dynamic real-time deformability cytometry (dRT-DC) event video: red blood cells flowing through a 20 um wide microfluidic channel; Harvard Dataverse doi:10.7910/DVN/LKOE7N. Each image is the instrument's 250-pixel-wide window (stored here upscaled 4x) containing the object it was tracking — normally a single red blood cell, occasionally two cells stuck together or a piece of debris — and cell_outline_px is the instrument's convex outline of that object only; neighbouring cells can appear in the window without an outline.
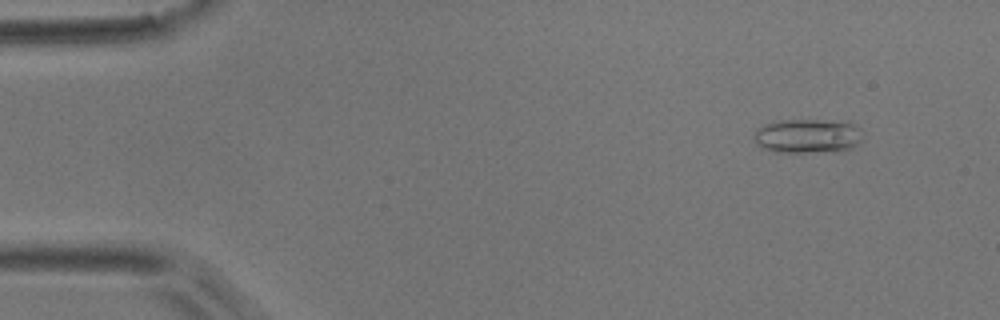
{"species": "common noctule bat (a hibernating species)", "species_latin": "Nyctalus noctula", "temperature_condition": "room temperature", "stored_images_in_passage": 4, "camera_frame_rate_fps": 3000, "um_per_image_px": 0.085, "animal": {"sex": "male", "body_mass_g": 17.9}, "frame": {"image": 1, "passage_image": 2, "time_ms": 1.0, "image_size_px": [1000, 320], "cell_outline_px": [[860, 140], [852, 148], [836, 152], [776, 152], [760, 148], [752, 140], [752, 136], [756, 128], [764, 124], [776, 120], [848, 120], [856, 124], [860, 128]], "centroid_in_image_um": [68.61, 11.55], "position_along_channel_um": 16.4, "area_um2": 22.43}}